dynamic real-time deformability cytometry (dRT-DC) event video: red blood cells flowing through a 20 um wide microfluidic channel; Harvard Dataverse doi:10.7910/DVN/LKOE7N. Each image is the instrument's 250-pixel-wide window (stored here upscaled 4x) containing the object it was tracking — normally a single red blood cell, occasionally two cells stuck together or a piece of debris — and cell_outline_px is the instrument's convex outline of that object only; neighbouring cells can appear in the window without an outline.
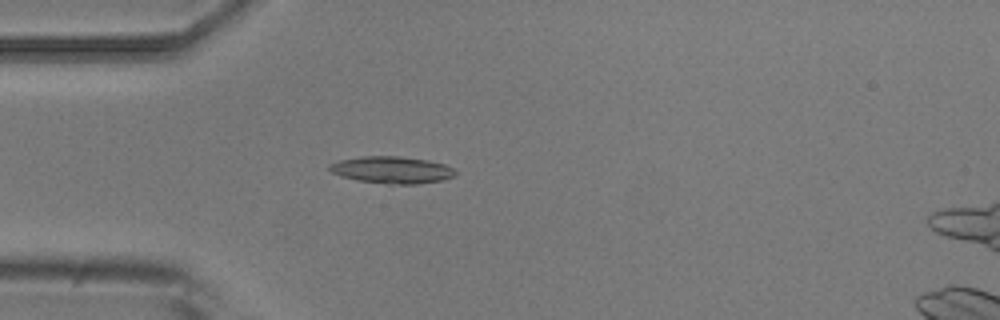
{"species": "common noctule bat (a hibernating species)", "species_latin": "Nyctalus noctula", "temperature_condition": "room temperature", "stored_images_in_passage": 4, "camera_frame_rate_fps": 3000, "um_per_image_px": 0.085, "animal": {"sex": "male", "body_mass_g": 20.5, "forearm_length_mm": 52.5}, "frame": {"image": 1, "passage_image": 4, "time_ms": 3.667, "image_size_px": [1000, 320], "cell_outline_px": [[456, 176], [444, 180], [416, 184], [388, 184], [356, 180], [340, 176], [332, 172], [328, 168], [328, 164], [340, 160], [360, 156], [400, 156], [428, 160], [444, 164], [452, 168], [456, 172]], "centroid_in_image_um": [33.31, 14.44], "position_along_channel_um": 51.7, "area_um2": 19.94}}